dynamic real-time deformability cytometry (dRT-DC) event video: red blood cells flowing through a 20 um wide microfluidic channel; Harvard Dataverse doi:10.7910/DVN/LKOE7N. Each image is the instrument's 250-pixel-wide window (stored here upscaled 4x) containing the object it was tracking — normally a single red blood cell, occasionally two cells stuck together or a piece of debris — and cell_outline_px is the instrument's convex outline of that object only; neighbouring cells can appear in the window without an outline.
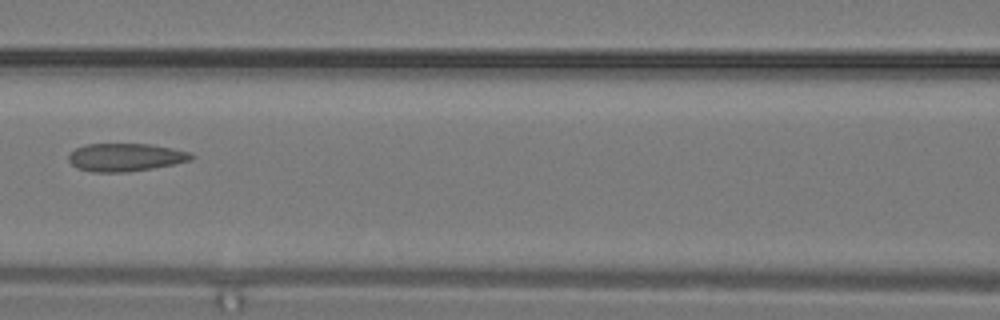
{"species": "common noctule bat (a hibernating species)", "species_latin": "Nyctalus noctula", "temperature_condition": "warm", "stored_images_in_passage": 16, "camera_frame_rate_fps": 3000, "um_per_image_px": 0.085, "animal": {"sex": "male", "body_mass_g": 19.2, "forearm_length_mm": 51.8}, "frame": {"image": 1, "passage_image": 12, "time_ms": 3.667, "image_size_px": [1000, 320], "cell_outline_px": [[196, 156], [192, 160], [152, 168], [128, 172], [92, 172], [76, 168], [68, 160], [68, 156], [76, 148], [84, 144], [152, 144], [172, 148], [188, 152]], "centroid_in_image_um": [10.65, 13.37], "position_along_channel_um": 155.9, "area_um2": 20.0}}
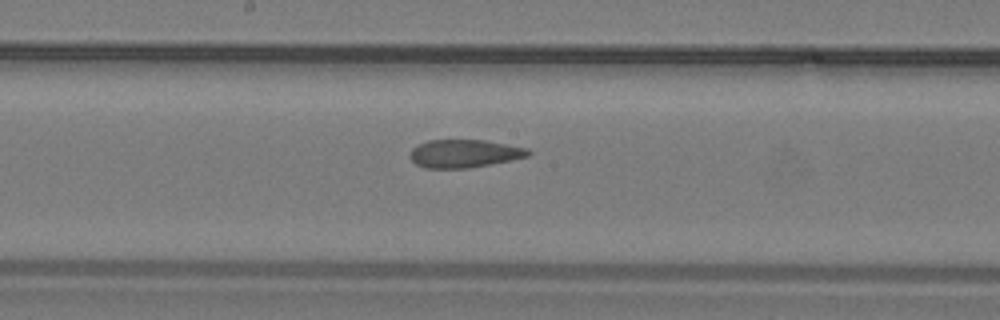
{"frame": {"image": 2, "passage_image": 14, "time_ms": 4.333, "image_size_px": [1000, 320], "cell_outline_px": [[532, 152], [528, 156], [468, 168], [424, 168], [416, 164], [412, 160], [412, 148], [428, 140], [484, 140], [528, 148]], "centroid_in_image_um": [39.47, 13.05], "position_along_channel_um": 208.7, "area_um2": 18.96}}
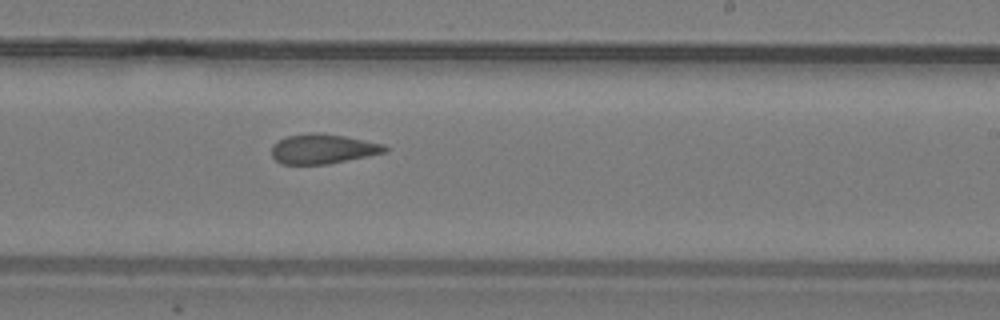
{"frame": {"image": 3, "passage_image": 16, "time_ms": 5.0, "image_size_px": [1000, 320], "cell_outline_px": [[388, 152], [328, 164], [280, 164], [272, 156], [272, 144], [276, 140], [288, 136], [308, 132], [320, 132], [344, 136], [384, 144], [388, 148]], "centroid_in_image_um": [27.43, 12.65], "position_along_channel_um": 261.6, "area_um2": 19.83}}